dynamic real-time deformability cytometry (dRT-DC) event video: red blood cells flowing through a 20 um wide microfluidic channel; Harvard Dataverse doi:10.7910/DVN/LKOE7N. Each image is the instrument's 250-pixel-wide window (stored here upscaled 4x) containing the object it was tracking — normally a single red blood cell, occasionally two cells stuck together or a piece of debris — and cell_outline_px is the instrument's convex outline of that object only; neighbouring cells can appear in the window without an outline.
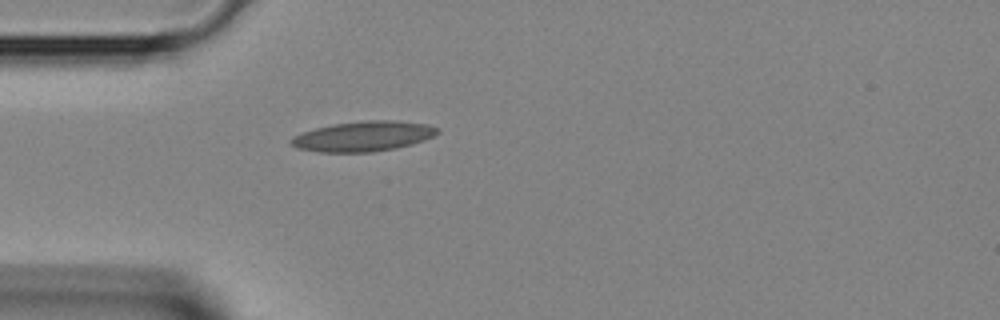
{"species": "Egyptian fruit bat (a non-hibernating species)", "species_latin": "Rousettus aegyptiacus", "temperature_condition": "room temperature", "stored_images_in_passage": 1, "camera_frame_rate_fps": 3000, "um_per_image_px": 0.085, "animal": {"sex": "female"}, "frame": {"image": 1, "passage_image": 1, "time_ms": 0.0, "image_size_px": [1000, 320], "cell_outline_px": [[440, 132], [424, 140], [412, 144], [396, 148], [372, 152], [316, 152], [296, 148], [288, 144], [288, 140], [292, 136], [316, 128], [332, 124], [368, 120], [392, 120], [428, 124], [440, 128]], "centroid_in_image_um": [30.85, 11.59], "position_along_channel_um": 54.1, "area_um2": 25.89}}